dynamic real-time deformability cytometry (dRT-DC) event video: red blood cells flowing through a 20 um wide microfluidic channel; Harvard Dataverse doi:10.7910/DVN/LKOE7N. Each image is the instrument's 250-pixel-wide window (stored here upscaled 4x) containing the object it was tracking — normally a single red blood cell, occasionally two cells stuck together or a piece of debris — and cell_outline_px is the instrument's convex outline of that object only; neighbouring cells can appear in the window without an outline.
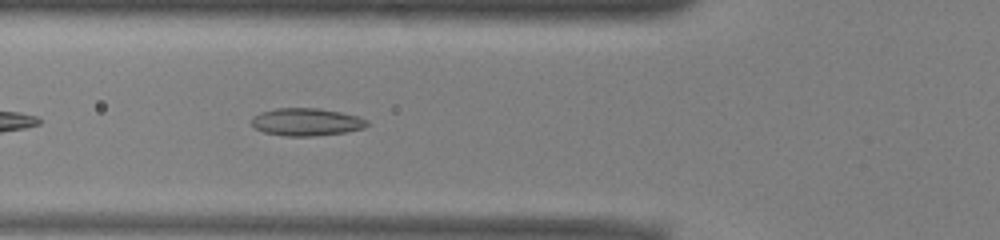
{"species": "common noctule bat (a hibernating species)", "species_latin": "Nyctalus noctula", "temperature_condition": "warm", "stored_images_in_passage": 40, "camera_frame_rate_fps": 3000, "um_per_image_px": 0.085, "animal": {"sex": "male", "body_mass_g": 13.0, "forearm_length_mm": 53.1}, "frame": {"image": 1, "passage_image": 7, "time_ms": 2.0, "image_size_px": [1000, 240], "cell_outline_px": [[368, 124], [364, 128], [344, 132], [312, 136], [284, 136], [264, 132], [256, 128], [252, 124], [252, 116], [260, 112], [276, 108], [320, 108], [360, 116], [368, 120]], "centroid_in_image_um": [26.05, 10.36], "position_along_channel_um": 99.7, "area_um2": 18.61}}
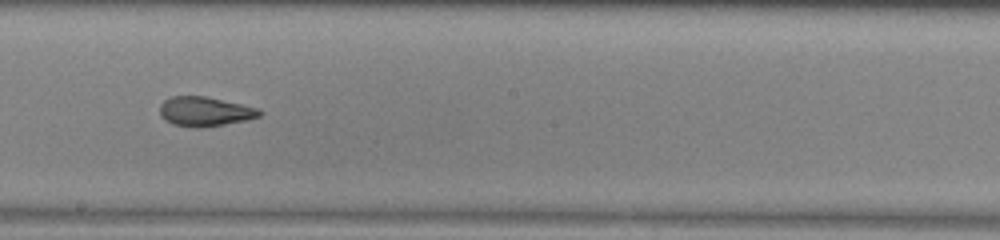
{"frame": {"image": 2, "passage_image": 17, "time_ms": 5.333, "image_size_px": [1000, 240], "cell_outline_px": [[264, 112], [260, 116], [248, 120], [200, 128], [196, 128], [172, 124], [164, 120], [160, 116], [160, 104], [164, 100], [172, 96], [204, 96], [260, 108]], "centroid_in_image_um": [17.42, 9.48], "position_along_channel_um": 230.8, "area_um2": 17.28}}
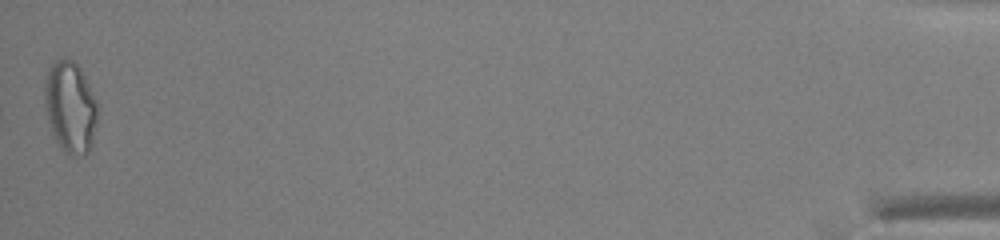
{"frame": {"image": 3, "passage_image": 40, "time_ms": 13.0, "image_size_px": [1000, 240], "cell_outline_px": [[96, 120], [92, 144], [88, 152], [84, 156], [68, 156], [60, 148], [52, 132], [48, 120], [44, 104], [44, 88], [48, 68], [56, 60], [72, 60], [80, 68], [96, 100]], "centroid_in_image_um": [5.95, 9.15], "position_along_channel_um": 429.2, "area_um2": 28.03}, "authors_computed_cell_mechanics": {"area_um2": 18.6694, "velocity_mm_per_s": 3.9264, "shape_relaxation_time_tau1_ms": null, "shape_relaxation_time_tau2_ms": 1.8934, "deformation_change_tau1": null, "deformation_change_tau2": 0.092}}